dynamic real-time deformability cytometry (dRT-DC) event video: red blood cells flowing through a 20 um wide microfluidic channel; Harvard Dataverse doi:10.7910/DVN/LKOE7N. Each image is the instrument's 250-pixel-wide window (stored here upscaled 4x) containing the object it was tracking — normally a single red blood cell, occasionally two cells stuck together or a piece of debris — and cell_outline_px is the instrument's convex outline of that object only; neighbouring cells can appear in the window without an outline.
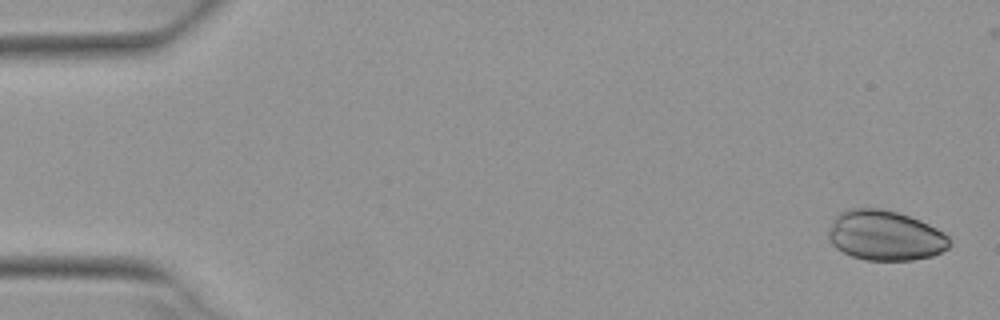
{"species": "Egyptian fruit bat (a non-hibernating species)", "species_latin": "Rousettus aegyptiacus", "temperature_condition": "warm", "stored_images_in_passage": 4, "camera_frame_rate_fps": 3000, "um_per_image_px": 0.085, "animal": {"sex": "female"}, "frame": {"image": 1, "passage_image": 1, "time_ms": 0.0, "image_size_px": [1000, 320], "cell_outline_px": [[952, 244], [948, 248], [932, 256], [912, 260], [864, 260], [852, 256], [836, 248], [832, 244], [828, 236], [828, 232], [836, 216], [840, 212], [848, 208], [880, 208], [896, 212], [920, 220], [944, 232], [948, 236]], "centroid_in_image_um": [75.25, 20.02], "position_along_channel_um": 9.8, "area_um2": 35.26}}
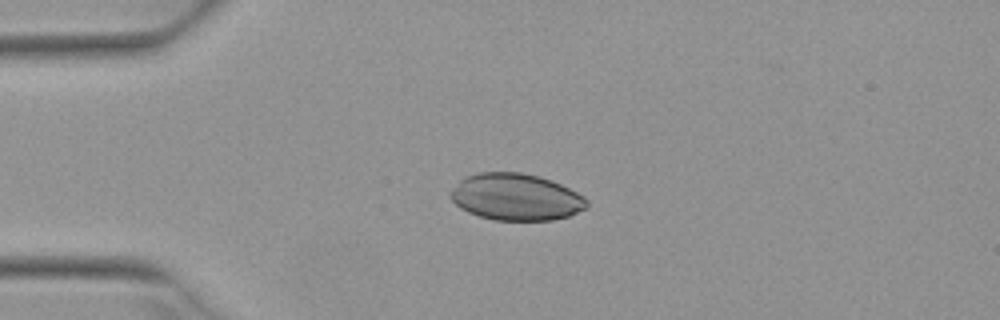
{"frame": {"image": 2, "passage_image": 3, "time_ms": 0.667, "image_size_px": [1000, 320], "cell_outline_px": [[588, 208], [568, 216], [552, 220], [496, 220], [480, 216], [468, 212], [460, 208], [448, 196], [448, 192], [460, 180], [468, 176], [480, 172], [520, 172], [540, 176], [552, 180], [584, 196], [588, 200]], "centroid_in_image_um": [43.85, 16.74], "position_along_channel_um": 41.1, "area_um2": 37.28}}